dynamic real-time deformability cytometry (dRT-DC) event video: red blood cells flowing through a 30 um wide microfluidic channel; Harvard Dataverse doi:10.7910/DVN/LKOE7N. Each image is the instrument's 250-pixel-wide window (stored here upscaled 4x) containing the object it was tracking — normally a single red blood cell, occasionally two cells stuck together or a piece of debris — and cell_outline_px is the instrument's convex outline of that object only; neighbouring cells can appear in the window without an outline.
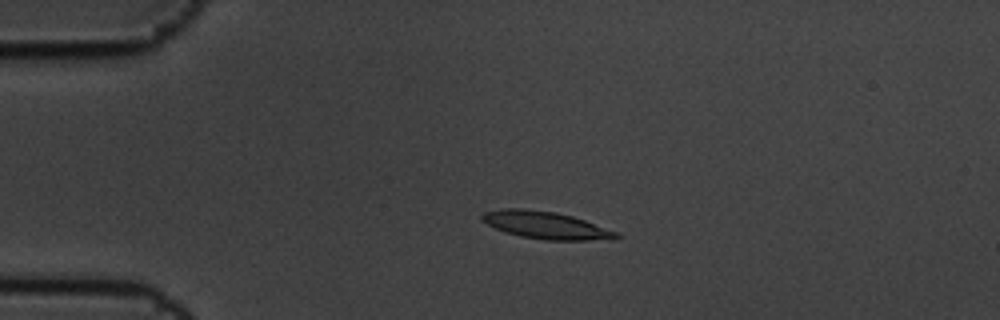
{"species": "common noctule bat (a hibernating species)", "species_latin": "Nyctalus noctula", "temperature_condition": "cold", "stored_images_in_passage": 6, "segment_of_instrument_passage": [1, 2], "camera_frame_rate_fps": 3000, "um_per_image_px": 0.085, "animal": {"sex": "male", "body_mass_g": 19.5, "forearm_length_mm": 54.6}, "frame": {"image": 1, "passage_image": 4, "time_ms": 1.0, "image_size_px": [1000, 320], "cell_outline_px": [[620, 236], [616, 240], [544, 240], [520, 236], [504, 232], [480, 220], [480, 216], [484, 212], [500, 208], [524, 208], [556, 212], [572, 216], [584, 220], [616, 232]], "centroid_in_image_um": [46.36, 19.14], "position_along_channel_um": 38.6, "area_um2": 21.5}}